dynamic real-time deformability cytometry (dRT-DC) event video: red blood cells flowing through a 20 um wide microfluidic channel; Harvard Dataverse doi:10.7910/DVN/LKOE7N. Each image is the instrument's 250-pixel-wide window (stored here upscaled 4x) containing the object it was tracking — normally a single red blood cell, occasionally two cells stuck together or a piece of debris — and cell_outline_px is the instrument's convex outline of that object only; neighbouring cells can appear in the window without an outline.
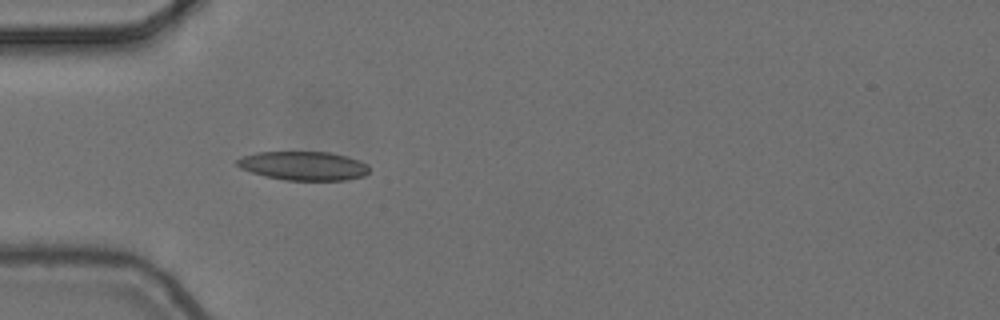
{"species": "common noctule bat (a hibernating species)", "species_latin": "Nyctalus noctula", "temperature_condition": "cold", "stored_images_in_passage": 1, "camera_frame_rate_fps": 3000, "um_per_image_px": 0.085, "animal": {"sex": "female", "body_mass_g": 24.6, "forearm_length_mm": 56.2}, "frame": {"image": 1, "passage_image": 1, "time_ms": 0.0, "image_size_px": [1000, 320], "cell_outline_px": [[368, 172], [364, 176], [344, 180], [284, 180], [264, 176], [240, 168], [236, 164], [236, 160], [244, 156], [256, 152], [328, 152], [348, 156], [360, 160], [368, 164]], "centroid_in_image_um": [25.81, 14.09], "position_along_channel_um": 59.2, "area_um2": 22.25}}